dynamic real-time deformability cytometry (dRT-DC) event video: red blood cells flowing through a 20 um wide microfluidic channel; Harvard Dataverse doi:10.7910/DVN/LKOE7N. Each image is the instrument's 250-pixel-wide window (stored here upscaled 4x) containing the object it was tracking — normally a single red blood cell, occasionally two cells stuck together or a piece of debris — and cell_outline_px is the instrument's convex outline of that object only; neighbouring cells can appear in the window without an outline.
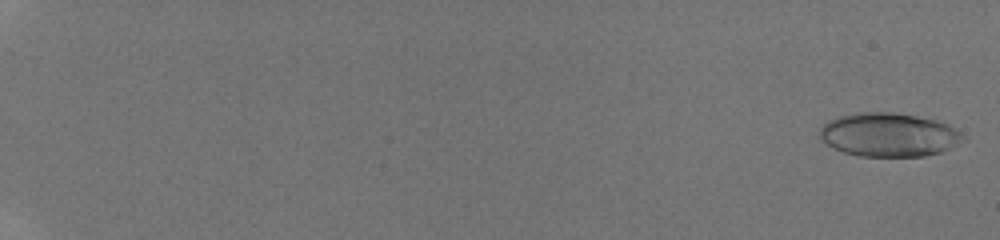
{"species": "human", "species_latin": "Homo sapiens", "temperature_condition": "room temperature", "stored_images_in_passage": 32, "camera_frame_rate_fps": 3000, "um_per_image_px": 0.085, "donor": {"sex": "male"}, "frame": {"image": 1, "passage_image": 1, "time_ms": 0.0, "image_size_px": [1000, 240], "cell_outline_px": [[968, 140], [940, 152], [924, 156], [860, 156], [844, 152], [832, 148], [820, 140], [820, 128], [828, 120], [836, 116], [856, 112], [896, 112], [936, 120], [948, 124], [960, 132]], "centroid_in_image_um": [75.54, 11.45], "position_along_channel_um": 9.5, "area_um2": 36.88}}
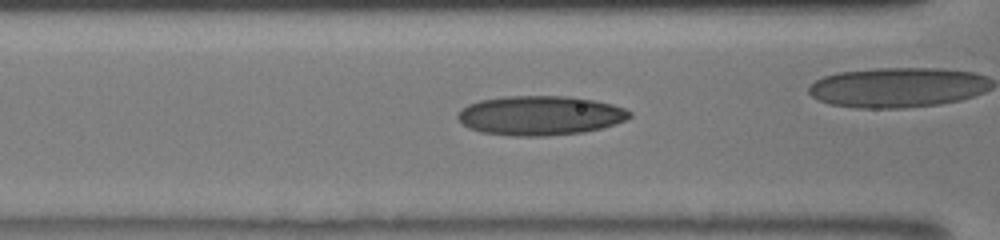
{"frame": {"image": 2, "passage_image": 12, "time_ms": 3.667, "image_size_px": [1000, 240], "cell_outline_px": [[632, 116], [616, 124], [584, 132], [548, 136], [512, 136], [480, 132], [468, 128], [456, 116], [468, 104], [480, 100], [504, 96], [568, 96], [592, 100], [612, 104], [624, 108], [632, 112]], "centroid_in_image_um": [45.91, 9.82], "position_along_channel_um": 120.7, "area_um2": 39.48}}
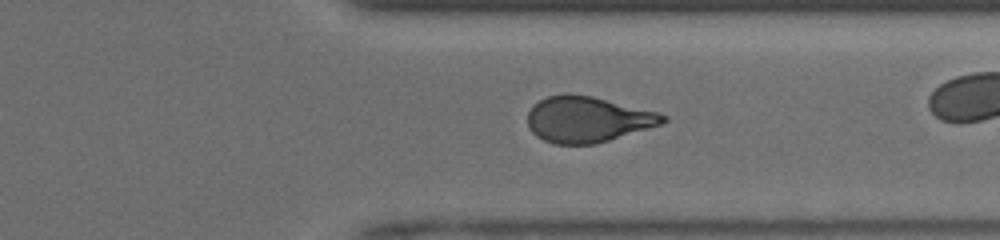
{"frame": {"image": 3, "passage_image": 29, "time_ms": 9.333, "image_size_px": [1000, 240], "cell_outline_px": [[668, 120], [660, 124], [596, 144], [552, 144], [536, 136], [532, 132], [528, 124], [528, 112], [532, 104], [548, 96], [568, 92], [592, 96], [656, 112], [668, 116]], "centroid_in_image_um": [49.89, 10.14], "position_along_channel_um": 361.5, "area_um2": 36.01}}